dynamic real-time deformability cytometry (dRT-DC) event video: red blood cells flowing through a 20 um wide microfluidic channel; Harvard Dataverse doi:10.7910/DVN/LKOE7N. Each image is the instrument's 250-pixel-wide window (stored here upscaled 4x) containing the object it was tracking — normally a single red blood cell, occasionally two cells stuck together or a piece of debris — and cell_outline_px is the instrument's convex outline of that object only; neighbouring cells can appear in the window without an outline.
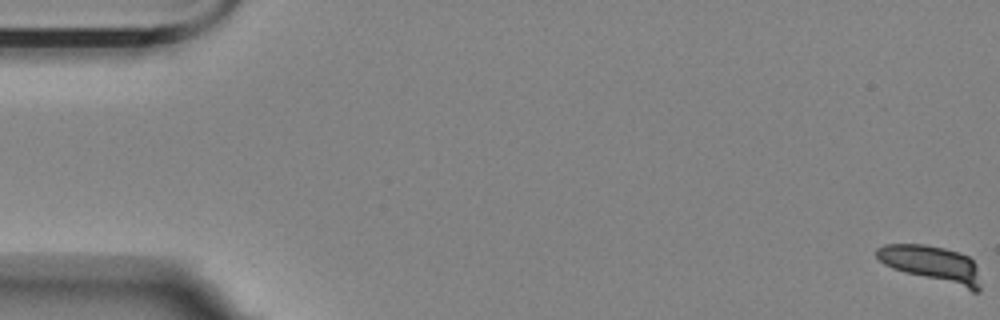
{"species": "Egyptian fruit bat (a non-hibernating species)", "species_latin": "Rousettus aegyptiacus", "temperature_condition": "room temperature", "stored_images_in_passage": 7, "segment_of_instrument_passage": [1, 2], "camera_frame_rate_fps": 3000, "um_per_image_px": 0.085, "animal": {"sex": "female"}, "frame": {"image": 1, "passage_image": 1, "time_ms": 0.0, "image_size_px": [1000, 320], "cell_outline_px": [[980, 292], [972, 292], [904, 272], [892, 268], [884, 264], [876, 256], [876, 248], [884, 244], [924, 244], [944, 248], [968, 256], [976, 264], [980, 284]], "centroid_in_image_um": [79.22, 22.47], "position_along_channel_um": 5.8, "area_um2": 22.31}}
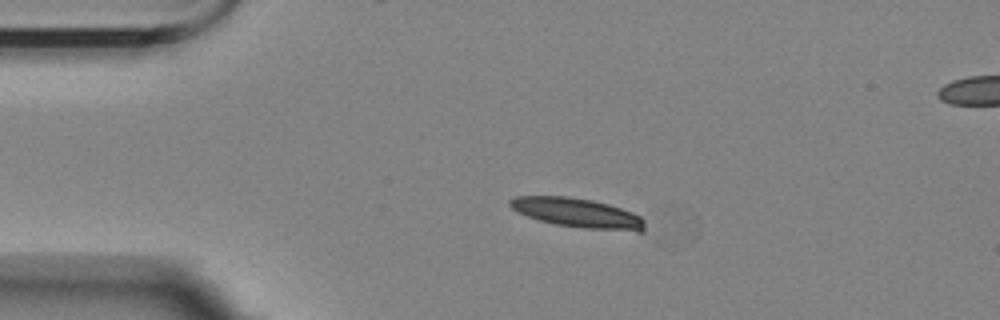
{"frame": {"image": 2, "passage_image": 5, "time_ms": 4.333, "image_size_px": [1000, 320], "cell_outline_px": [[644, 232], [636, 232], [584, 228], [556, 224], [540, 220], [528, 216], [512, 208], [508, 204], [508, 200], [516, 196], [568, 196], [592, 200], [608, 204], [632, 212], [640, 216], [644, 220]], "centroid_in_image_um": [49.12, 18.1], "position_along_channel_um": 35.9, "area_um2": 23.06}}